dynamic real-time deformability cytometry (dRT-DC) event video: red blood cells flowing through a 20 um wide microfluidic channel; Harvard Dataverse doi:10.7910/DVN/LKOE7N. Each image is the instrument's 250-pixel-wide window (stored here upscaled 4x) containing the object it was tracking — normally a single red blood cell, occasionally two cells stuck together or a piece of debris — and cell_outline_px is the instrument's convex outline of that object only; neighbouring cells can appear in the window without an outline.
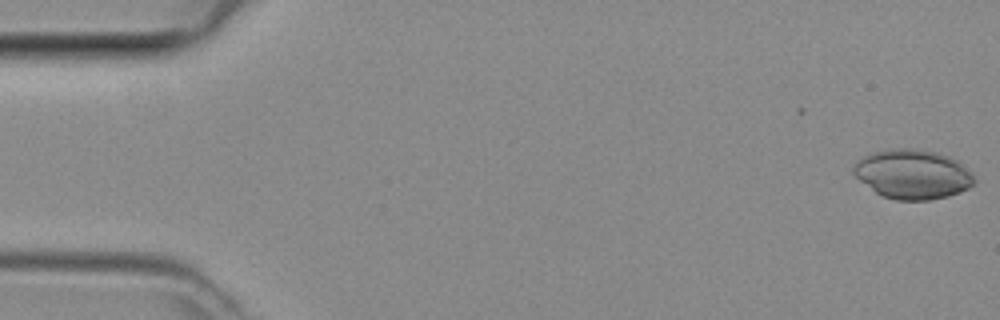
{"species": "common noctule bat (a hibernating species)", "species_latin": "Nyctalus noctula", "temperature_condition": "room temperature", "stored_images_in_passage": 47, "camera_frame_rate_fps": 3000, "um_per_image_px": 0.085, "animal": {"sex": "female", "body_mass_g": 29.2, "forearm_length_mm": 56.3}, "frame": {"image": 1, "passage_image": 1, "time_ms": 0.0, "image_size_px": [1000, 320], "cell_outline_px": [[976, 180], [968, 188], [948, 196], [928, 200], [896, 200], [880, 196], [860, 180], [852, 172], [852, 168], [864, 156], [872, 152], [892, 148], [912, 148], [936, 152], [948, 156], [956, 160]], "centroid_in_image_um": [77.53, 14.81], "position_along_channel_um": 7.5, "area_um2": 34.39}}
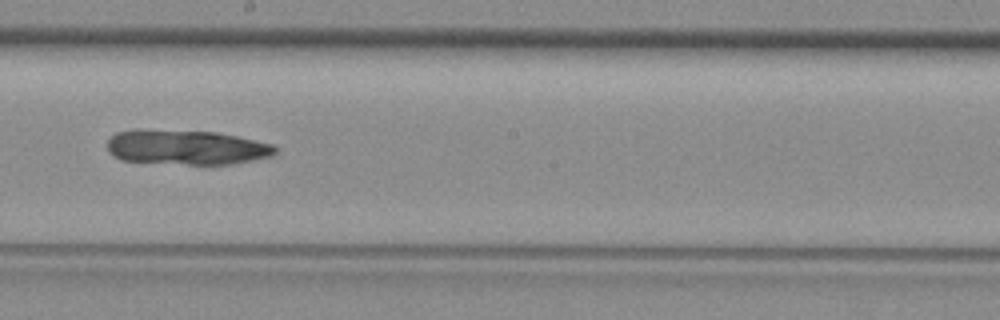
{"frame": {"image": 2, "passage_image": 26, "time_ms": 8.333, "image_size_px": [1000, 320], "cell_outline_px": [[276, 156], [232, 164], [188, 164], [120, 160], [112, 156], [108, 152], [108, 140], [116, 132], [136, 128], [140, 128], [216, 132], [276, 144]], "centroid_in_image_um": [15.85, 12.5], "position_along_channel_um": 232.3, "area_um2": 34.62}}
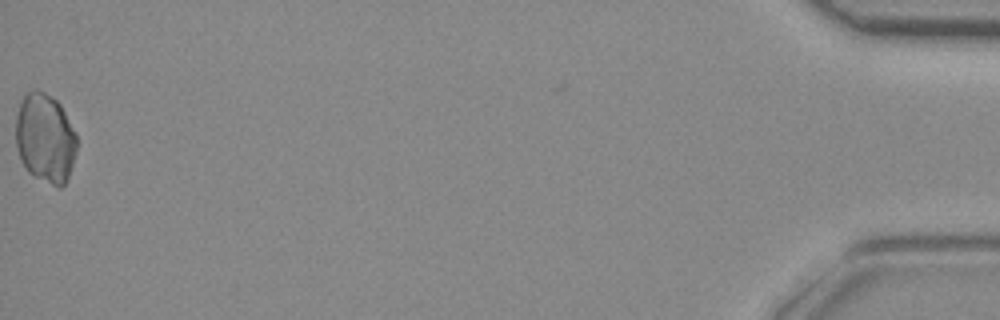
{"frame": {"image": 3, "passage_image": 47, "time_ms": 15.333, "image_size_px": [1000, 320], "cell_outline_px": [[76, 152], [68, 180], [60, 188], [56, 188], [28, 172], [20, 160], [16, 148], [16, 116], [20, 100], [32, 88], [36, 88], [44, 92], [56, 100], [60, 104], [76, 132]], "centroid_in_image_um": [3.83, 11.75], "position_along_channel_um": 431.4, "area_um2": 32.19}}